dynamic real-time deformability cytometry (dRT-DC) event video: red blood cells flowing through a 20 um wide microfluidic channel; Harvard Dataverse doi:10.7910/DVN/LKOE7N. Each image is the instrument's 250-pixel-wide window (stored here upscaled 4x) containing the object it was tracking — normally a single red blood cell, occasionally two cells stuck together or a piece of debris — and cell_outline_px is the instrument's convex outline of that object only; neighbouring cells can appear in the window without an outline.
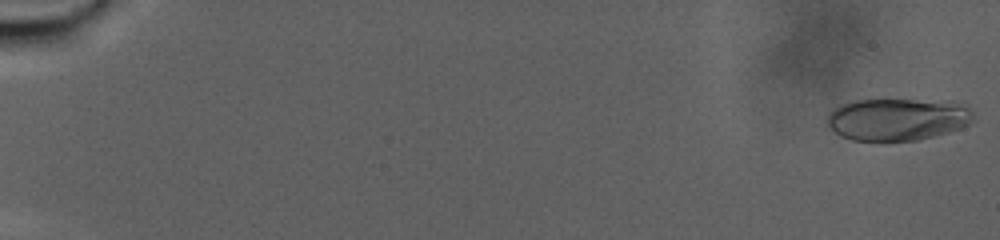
{"species": "human", "species_latin": "Homo sapiens", "temperature_condition": "warm", "stored_images_in_passage": 101, "camera_frame_rate_fps": 3000, "um_per_image_px": 0.085, "donor": {"sex": "male"}, "frame": {"image": 1, "passage_image": 1, "time_ms": 0.0, "image_size_px": [1000, 240], "cell_outline_px": [[976, 120], [960, 128], [948, 132], [916, 140], [852, 140], [840, 136], [828, 124], [828, 112], [844, 104], [856, 100], [916, 100], [968, 104], [976, 116]], "centroid_in_image_um": [76.34, 10.14], "position_along_channel_um": 8.7, "area_um2": 35.66}}
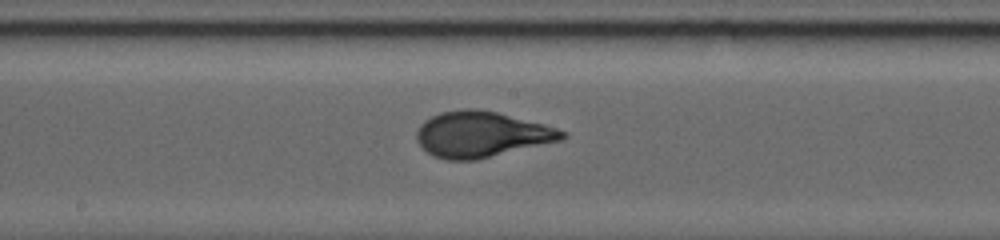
{"frame": {"image": 2, "passage_image": 58, "time_ms": 19.0, "image_size_px": [1000, 240], "cell_outline_px": [[568, 136], [560, 140], [476, 160], [444, 160], [432, 156], [416, 140], [416, 132], [420, 124], [424, 120], [440, 112], [464, 108], [476, 108], [496, 112], [544, 124], [568, 132]], "centroid_in_image_um": [40.89, 11.41], "position_along_channel_um": 207.3, "area_um2": 38.73}}
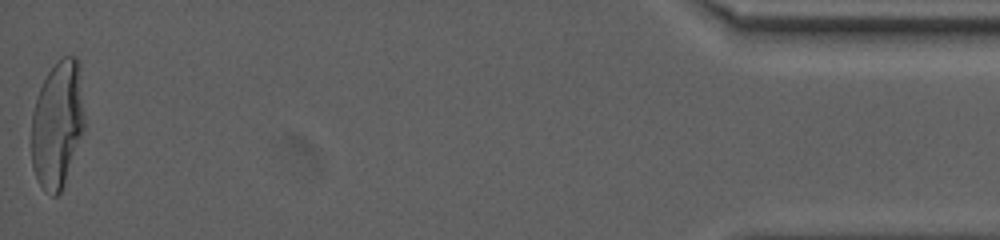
{"frame": {"image": 3, "passage_image": 101, "time_ms": 33.333, "image_size_px": [1000, 240], "cell_outline_px": [[84, 128], [64, 184], [60, 192], [56, 196], [52, 196], [44, 192], [32, 168], [32, 112], [36, 96], [48, 72], [64, 56], [76, 56], [80, 60], [84, 120]], "centroid_in_image_um": [4.88, 10.55], "position_along_channel_um": 430.3, "area_um2": 39.25}, "authors_computed_cell_mechanics": {"area_um2": 37.1076, "velocity_mm_per_s": 2.123, "shape_relaxation_time_tau1_ms": 8.755, "shape_relaxation_time_tau2_ms": null, "deformation_change_tau1": 0.2545, "deformation_change_tau2": null}}